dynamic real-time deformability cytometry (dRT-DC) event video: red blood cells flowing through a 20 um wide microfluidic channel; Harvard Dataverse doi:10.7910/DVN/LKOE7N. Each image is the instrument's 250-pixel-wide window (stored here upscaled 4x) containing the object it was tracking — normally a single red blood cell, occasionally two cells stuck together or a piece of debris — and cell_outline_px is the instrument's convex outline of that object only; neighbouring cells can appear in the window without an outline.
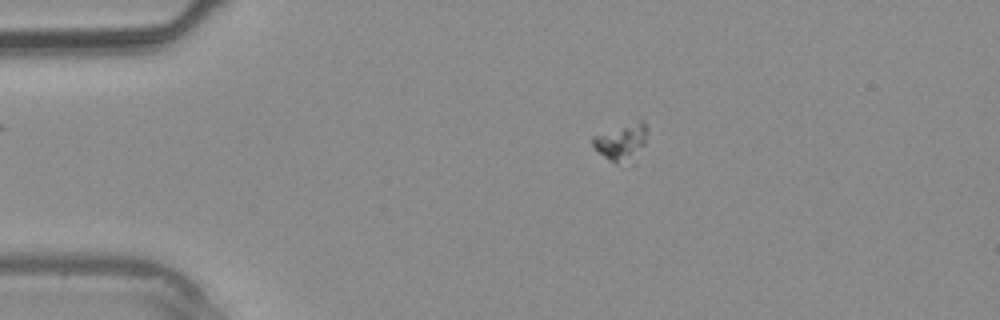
{"species": "common noctule bat (a hibernating species)", "species_latin": "Nyctalus noctula", "temperature_condition": "warm", "stored_images_in_passage": 41, "camera_frame_rate_fps": 3000, "um_per_image_px": 0.085, "animal": {"sex": "male", "body_mass_g": 20.4}, "frame": {"image": 1, "passage_image": 9, "time_ms": 2.667, "image_size_px": [1000, 320], "cell_outline_px": [[648, 128], [644, 144], [636, 164], [616, 164], [608, 160], [596, 152], [592, 144], [592, 136], [640, 120], [644, 120]], "centroid_in_image_um": [52.86, 12.16], "position_along_channel_um": 32.1, "area_um2": 12.25}}
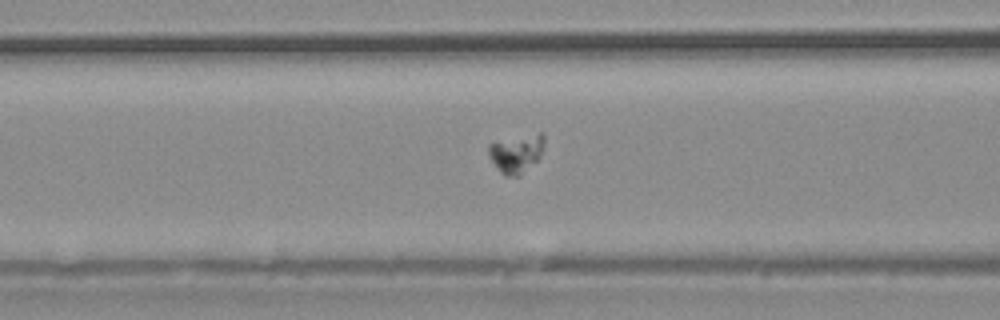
{"frame": {"image": 2, "passage_image": 17, "time_ms": 5.333, "image_size_px": [1000, 320], "cell_outline_px": [[544, 144], [536, 160], [520, 176], [504, 176], [500, 172], [488, 156], [488, 144], [540, 132], [544, 132]], "centroid_in_image_um": [43.87, 13.05], "position_along_channel_um": 122.7, "area_um2": 12.14}}
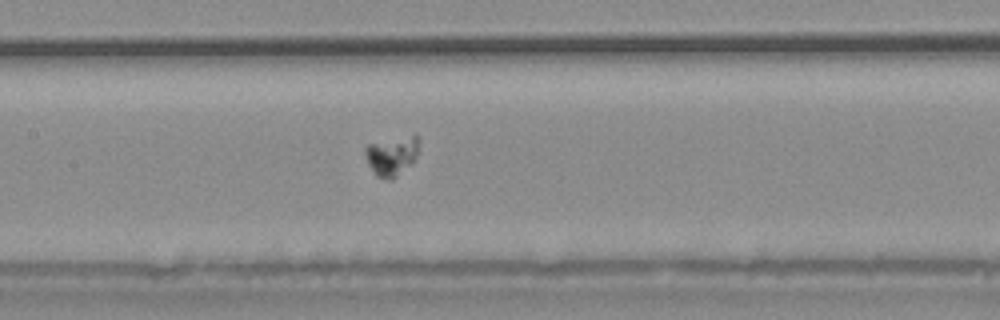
{"frame": {"image": 3, "passage_image": 20, "time_ms": 6.333, "image_size_px": [1000, 320], "cell_outline_px": [[416, 156], [412, 164], [392, 180], [388, 180], [376, 176], [368, 164], [364, 152], [364, 148], [368, 144], [416, 132]], "centroid_in_image_um": [33.28, 13.23], "position_along_channel_um": 174.1, "area_um2": 12.43}}